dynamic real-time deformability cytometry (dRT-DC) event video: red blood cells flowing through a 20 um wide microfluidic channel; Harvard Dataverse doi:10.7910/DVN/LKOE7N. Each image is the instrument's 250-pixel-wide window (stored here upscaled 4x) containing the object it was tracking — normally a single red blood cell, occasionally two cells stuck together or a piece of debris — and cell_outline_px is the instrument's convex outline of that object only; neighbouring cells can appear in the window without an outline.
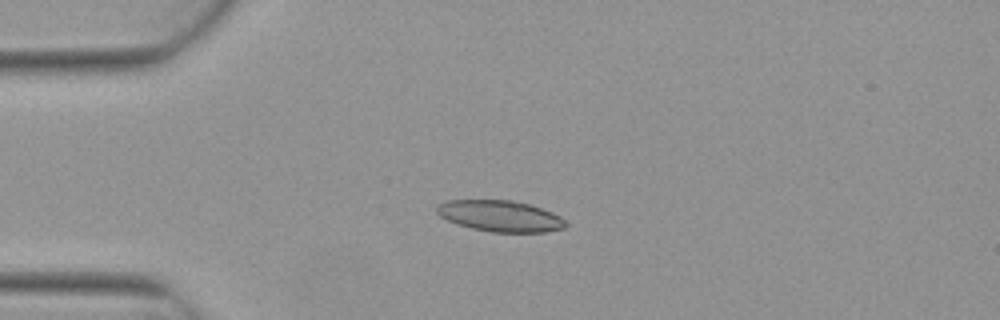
{"species": "Egyptian fruit bat (a non-hibernating species)", "species_latin": "Rousettus aegyptiacus", "temperature_condition": "warm", "stored_images_in_passage": 3, "camera_frame_rate_fps": 3000, "um_per_image_px": 0.085, "animal": {"sex": "female"}, "frame": {"image": 1, "passage_image": 3, "time_ms": 0.667, "image_size_px": [1000, 320], "cell_outline_px": [[568, 224], [564, 228], [544, 232], [492, 232], [472, 228], [456, 224], [440, 216], [436, 212], [436, 204], [448, 200], [512, 200], [528, 204], [552, 212], [560, 216]], "centroid_in_image_um": [42.49, 18.36], "position_along_channel_um": 42.5, "area_um2": 23.41}}